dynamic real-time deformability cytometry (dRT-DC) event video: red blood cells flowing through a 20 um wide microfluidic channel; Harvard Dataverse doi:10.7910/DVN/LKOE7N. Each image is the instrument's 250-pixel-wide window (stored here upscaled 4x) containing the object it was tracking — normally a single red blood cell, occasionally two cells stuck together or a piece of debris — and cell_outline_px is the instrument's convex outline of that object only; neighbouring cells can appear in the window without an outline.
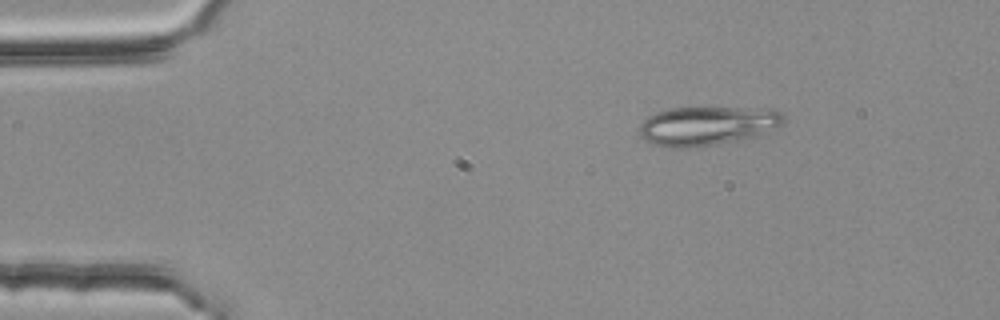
{"species": "common noctule bat (a hibernating species)", "species_latin": "Nyctalus noctula", "temperature_condition": "room temperature", "stored_images_in_passage": 2, "camera_frame_rate_fps": 3000, "um_per_image_px": 0.085, "animal": {"sex": "female", "body_mass_g": 25.1}, "frame": {"image": 1, "passage_image": 1, "time_ms": 0.0, "image_size_px": [1000, 320], "cell_outline_px": [[784, 120], [780, 124], [760, 136], [744, 140], [688, 148], [672, 148], [652, 144], [644, 140], [640, 136], [640, 124], [648, 116], [656, 112], [668, 108], [760, 108], [780, 112], [784, 116]], "centroid_in_image_um": [60.08, 10.71], "position_along_channel_um": 24.9, "area_um2": 32.89}}